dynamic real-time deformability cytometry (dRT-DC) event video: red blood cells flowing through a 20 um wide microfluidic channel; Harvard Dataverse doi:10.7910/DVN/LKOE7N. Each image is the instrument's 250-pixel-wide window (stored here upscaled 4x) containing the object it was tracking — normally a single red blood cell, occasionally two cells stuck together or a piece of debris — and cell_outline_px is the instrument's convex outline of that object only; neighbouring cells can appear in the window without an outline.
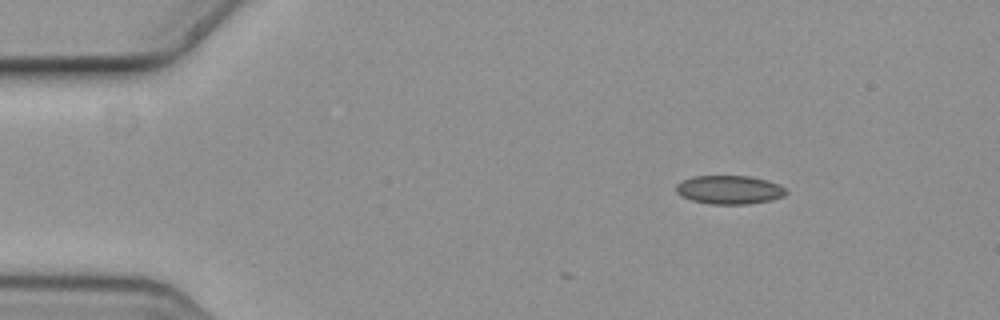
{"species": "common noctule bat (a hibernating species)", "species_latin": "Nyctalus noctula", "temperature_condition": "cold", "stored_images_in_passage": 6, "segment_of_instrument_passage": [2, 2], "camera_frame_rate_fps": 3000, "um_per_image_px": 0.085, "animal": {"sex": "female", "body_mass_g": 19.3, "forearm_length_mm": 54.1}, "frame": {"image": 1, "passage_image": 6, "time_ms": 1.667, "image_size_px": [1000, 320], "cell_outline_px": [[788, 192], [784, 196], [772, 200], [748, 204], [712, 204], [692, 200], [680, 196], [676, 192], [676, 184], [684, 180], [696, 176], [748, 176], [768, 180], [780, 184]], "centroid_in_image_um": [62.02, 16.13], "position_along_channel_um": 23.0, "area_um2": 18.38}}